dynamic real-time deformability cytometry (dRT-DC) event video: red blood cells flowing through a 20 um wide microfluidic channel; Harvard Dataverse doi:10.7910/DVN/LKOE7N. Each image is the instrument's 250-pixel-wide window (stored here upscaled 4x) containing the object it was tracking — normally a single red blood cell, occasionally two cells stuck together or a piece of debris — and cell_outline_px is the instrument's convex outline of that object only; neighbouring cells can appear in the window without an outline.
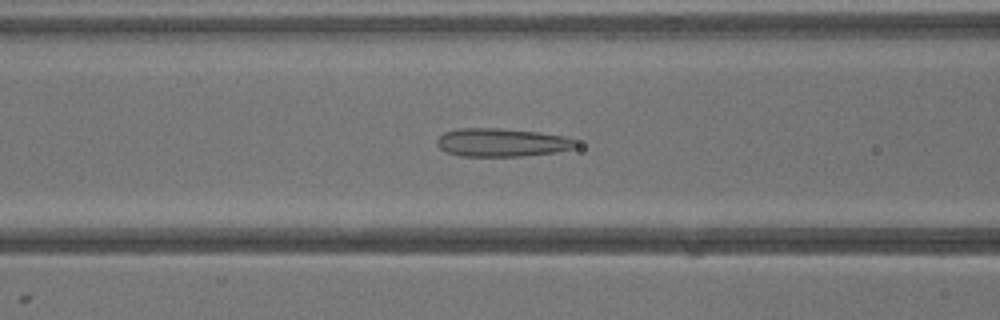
{"species": "common noctule bat (a hibernating species)", "species_latin": "Nyctalus noctula", "temperature_condition": "warm", "stored_images_in_passage": 36, "camera_frame_rate_fps": 3000, "um_per_image_px": 0.085, "animal": {"sex": "male", "body_mass_g": 13.3}, "frame": {"image": 1, "passage_image": 12, "time_ms": 3.667, "image_size_px": [1000, 320], "cell_outline_px": [[576, 144], [572, 148], [556, 152], [524, 156], [460, 156], [448, 152], [440, 148], [436, 144], [436, 140], [444, 132], [460, 128], [500, 128], [540, 132], [564, 136], [576, 140]], "centroid_in_image_um": [42.63, 12.1], "position_along_channel_um": 124.0, "area_um2": 22.89}}
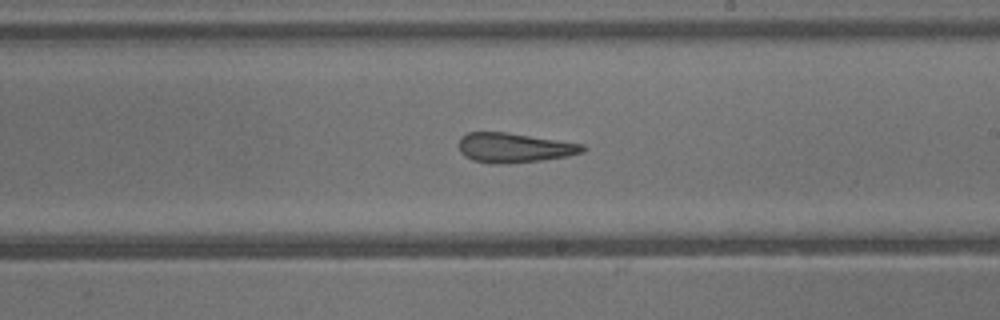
{"frame": {"image": 2, "passage_image": 19, "time_ms": 6.0, "image_size_px": [1000, 320], "cell_outline_px": [[588, 148], [584, 152], [568, 156], [540, 160], [508, 164], [492, 164], [472, 160], [464, 156], [460, 152], [456, 144], [460, 136], [468, 132], [508, 132], [584, 144]], "centroid_in_image_um": [43.67, 12.55], "position_along_channel_um": 245.3, "area_um2": 21.85}}
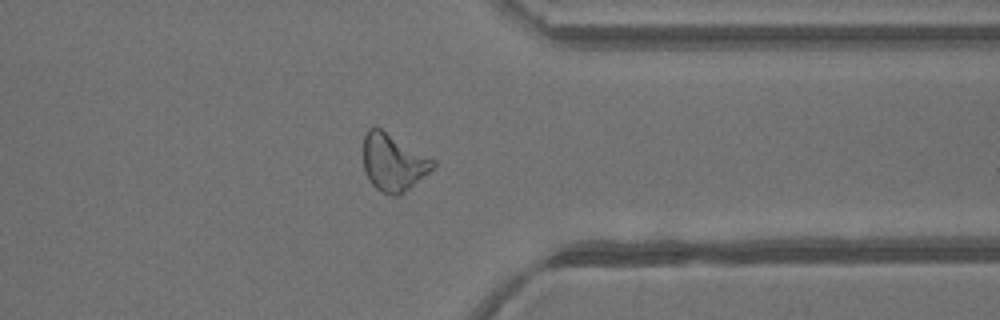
{"frame": {"image": 3, "passage_image": 27, "time_ms": 8.667, "image_size_px": [1000, 320], "cell_outline_px": [[436, 164], [428, 172], [408, 188], [396, 196], [392, 196], [380, 192], [368, 180], [364, 172], [364, 136], [368, 128], [380, 128], [436, 160]], "centroid_in_image_um": [33.4, 13.8], "position_along_channel_um": 378.0, "area_um2": 22.89}}